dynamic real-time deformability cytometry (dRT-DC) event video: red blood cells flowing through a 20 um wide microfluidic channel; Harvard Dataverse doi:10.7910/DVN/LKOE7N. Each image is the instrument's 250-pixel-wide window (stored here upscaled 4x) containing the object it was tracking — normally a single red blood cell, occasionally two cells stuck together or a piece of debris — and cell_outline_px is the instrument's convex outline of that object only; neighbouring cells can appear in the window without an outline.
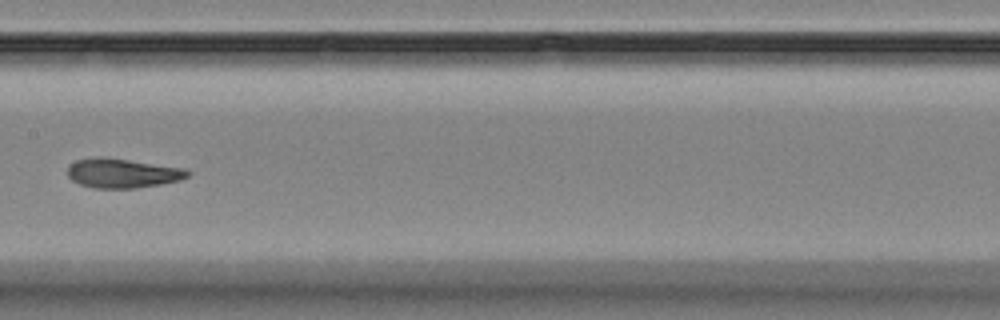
{"species": "Egyptian fruit bat (a non-hibernating species)", "species_latin": "Rousettus aegyptiacus", "temperature_condition": "room temperature", "stored_images_in_passage": 8, "camera_frame_rate_fps": 3000, "um_per_image_px": 0.085, "animal": {"sex": "female"}, "frame": {"image": 1, "passage_image": 6, "time_ms": 7.0, "image_size_px": [1000, 320], "cell_outline_px": [[192, 172], [188, 176], [180, 180], [160, 184], [136, 188], [92, 188], [80, 184], [72, 180], [68, 176], [68, 164], [76, 160], [96, 156], [104, 156], [188, 168]], "centroid_in_image_um": [10.42, 14.7], "position_along_channel_um": 197.0, "area_um2": 20.98}}
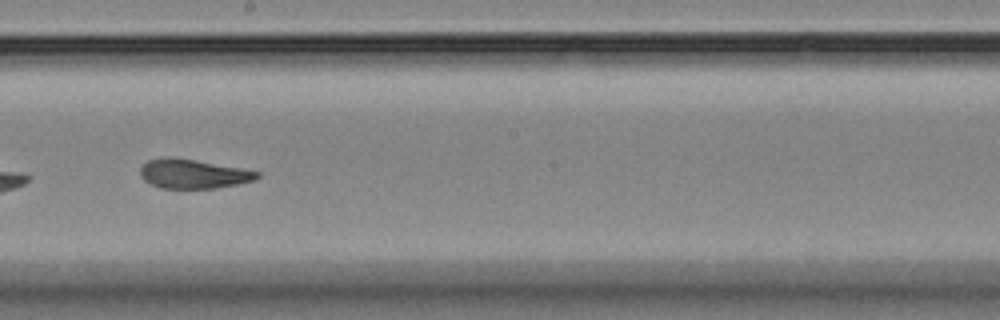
{"frame": {"image": 2, "passage_image": 7, "time_ms": 8.0, "image_size_px": [1000, 320], "cell_outline_px": [[260, 176], [256, 180], [216, 188], [160, 188], [144, 180], [140, 176], [140, 168], [148, 160], [168, 156], [240, 168], [260, 172]], "centroid_in_image_um": [16.4, 14.78], "position_along_channel_um": 231.8, "area_um2": 19.65}}
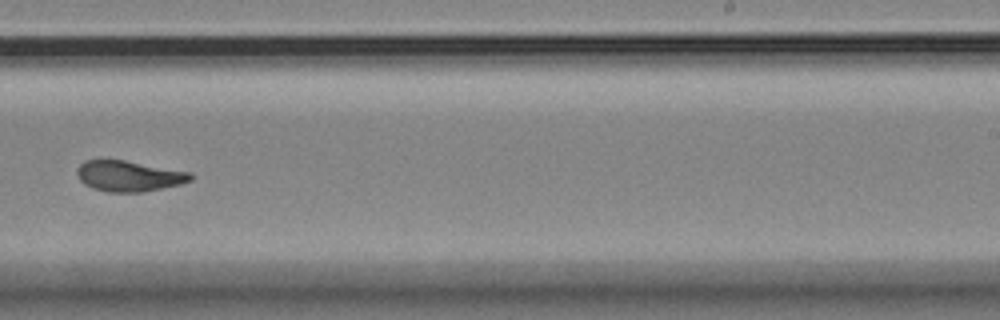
{"frame": {"image": 3, "passage_image": 8, "time_ms": 9.333, "image_size_px": [1000, 320], "cell_outline_px": [[192, 180], [180, 184], [144, 192], [108, 192], [92, 188], [84, 184], [80, 180], [76, 172], [76, 168], [84, 160], [124, 160], [192, 172]], "centroid_in_image_um": [10.95, 14.96], "position_along_channel_um": 278.1, "area_um2": 20.4}}